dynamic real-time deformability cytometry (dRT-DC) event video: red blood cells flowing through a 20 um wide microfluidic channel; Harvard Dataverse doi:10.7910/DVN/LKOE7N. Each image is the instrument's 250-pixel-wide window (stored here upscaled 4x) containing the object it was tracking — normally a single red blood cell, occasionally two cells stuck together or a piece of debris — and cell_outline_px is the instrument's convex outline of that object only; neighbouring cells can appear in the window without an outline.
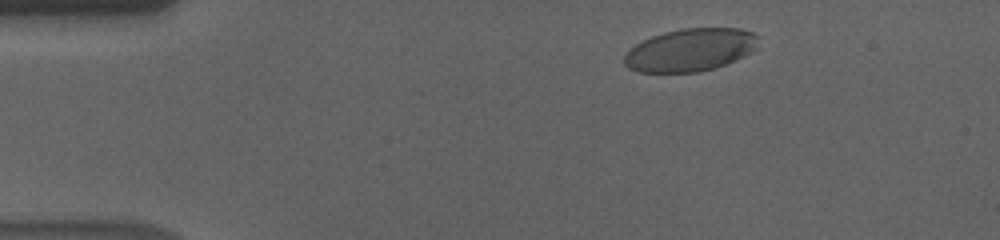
{"species": "human", "species_latin": "Homo sapiens", "temperature_condition": "cold", "stored_images_in_passage": 52, "camera_frame_rate_fps": 3000, "um_per_image_px": 0.085, "donor": {"sex": "male"}, "frame": {"image": 1, "passage_image": 4, "time_ms": 1.0, "image_size_px": [1000, 240], "cell_outline_px": [[760, 36], [756, 48], [752, 52], [744, 56], [716, 68], [696, 72], [640, 72], [628, 68], [624, 64], [624, 52], [636, 44], [652, 36], [664, 32], [684, 28], [740, 28], [752, 32]], "centroid_in_image_um": [58.69, 4.24], "position_along_channel_um": 26.3, "area_um2": 33.58}}
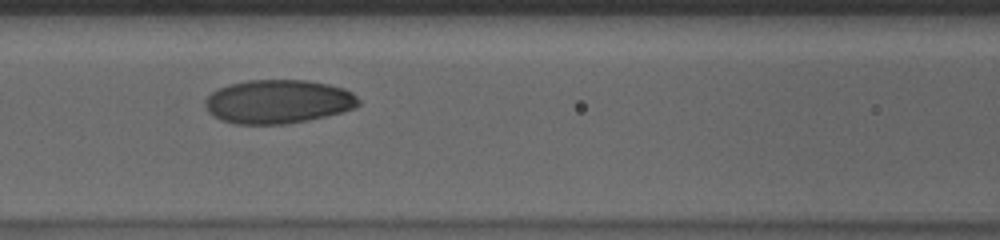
{"frame": {"image": 2, "passage_image": 20, "time_ms": 6.333, "image_size_px": [1000, 240], "cell_outline_px": [[360, 104], [356, 108], [308, 120], [284, 124], [236, 124], [220, 120], [212, 116], [208, 112], [204, 104], [204, 100], [212, 92], [228, 84], [248, 80], [308, 80], [328, 84], [344, 88], [352, 92], [360, 100]], "centroid_in_image_um": [23.63, 8.63], "position_along_channel_um": 143.0, "area_um2": 39.3}}
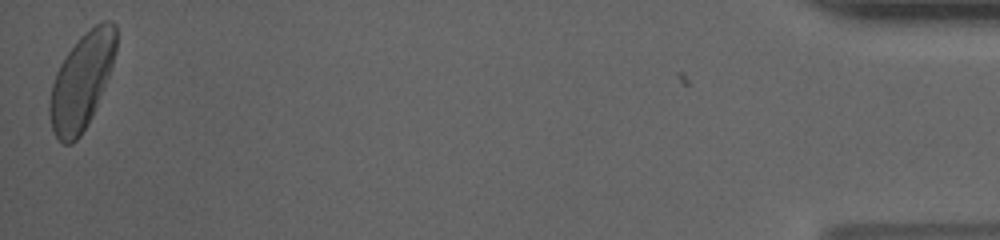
{"frame": {"image": 3, "passage_image": 52, "time_ms": 17.0, "image_size_px": [1000, 240], "cell_outline_px": [[116, 48], [112, 64], [108, 76], [92, 116], [88, 124], [80, 136], [72, 144], [64, 144], [52, 132], [48, 112], [48, 108], [52, 84], [56, 72], [60, 64], [68, 52], [84, 32], [96, 24], [104, 20], [112, 20], [116, 24]], "centroid_in_image_um": [6.93, 6.91], "position_along_channel_um": 428.3, "area_um2": 36.93}, "authors_computed_cell_mechanics": {"area_um2": 37.0209, "velocity_mm_per_s": 3.5342, "shape_relaxation_time_tau1_ms": 3.3839, "shape_relaxation_time_tau2_ms": 2.0753, "deformation_change_tau1": 0.1268, "deformation_change_tau2": 0.0482}}